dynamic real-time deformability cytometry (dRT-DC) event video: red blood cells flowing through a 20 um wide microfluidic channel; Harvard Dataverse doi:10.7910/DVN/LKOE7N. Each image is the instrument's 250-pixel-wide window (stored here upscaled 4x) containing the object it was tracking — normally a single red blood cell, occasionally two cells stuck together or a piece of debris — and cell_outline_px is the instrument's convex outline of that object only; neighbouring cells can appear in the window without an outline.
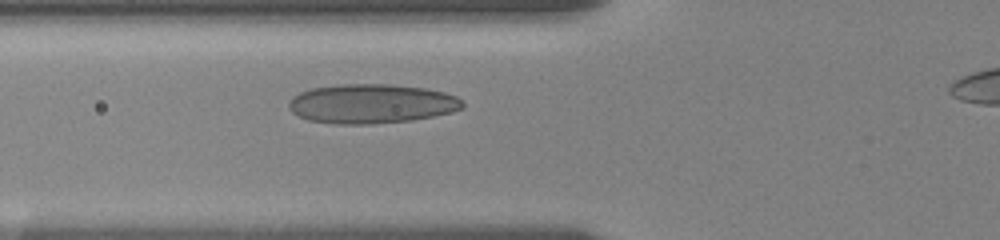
{"species": "human", "species_latin": "Homo sapiens", "temperature_condition": "room temperature", "stored_images_in_passage": 37, "camera_frame_rate_fps": 3000, "um_per_image_px": 0.085, "donor": {"sex": "female"}, "frame": {"image": 1, "passage_image": 6, "time_ms": 2.667, "image_size_px": [1000, 240], "cell_outline_px": [[464, 108], [452, 112], [412, 120], [372, 124], [340, 124], [308, 120], [292, 112], [288, 108], [288, 104], [292, 96], [300, 92], [312, 88], [344, 84], [392, 84], [424, 88], [444, 92], [456, 96], [464, 104]], "centroid_in_image_um": [31.57, 8.81], "position_along_channel_um": 94.2, "area_um2": 39.82}}
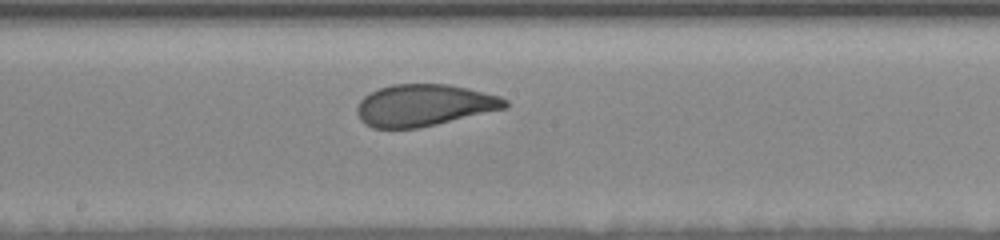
{"frame": {"image": 2, "passage_image": 19, "time_ms": 6.0, "image_size_px": [1000, 240], "cell_outline_px": [[508, 108], [436, 124], [416, 128], [372, 128], [364, 124], [360, 120], [356, 112], [356, 108], [360, 100], [368, 92], [392, 84], [448, 84], [468, 88], [500, 96], [508, 100]], "centroid_in_image_um": [36.03, 8.94], "position_along_channel_um": 212.2, "area_um2": 36.24}}
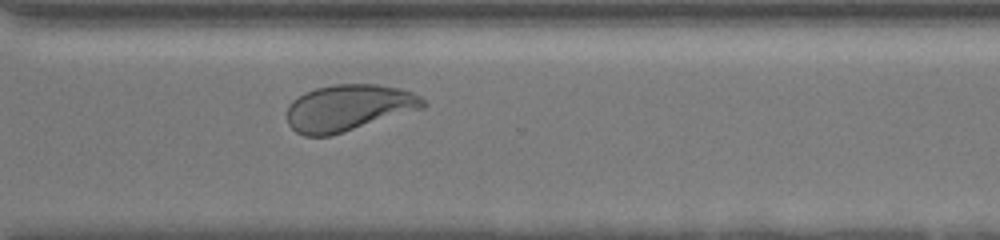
{"frame": {"image": 3, "passage_image": 36, "time_ms": 9.667, "image_size_px": [1000, 240], "cell_outline_px": [[428, 104], [424, 108], [328, 136], [304, 136], [296, 132], [288, 124], [288, 104], [292, 100], [304, 92], [316, 88], [332, 84], [376, 84], [400, 88], [412, 92], [420, 96]], "centroid_in_image_um": [29.62, 9.15], "position_along_channel_um": 341.0, "area_um2": 36.76}}